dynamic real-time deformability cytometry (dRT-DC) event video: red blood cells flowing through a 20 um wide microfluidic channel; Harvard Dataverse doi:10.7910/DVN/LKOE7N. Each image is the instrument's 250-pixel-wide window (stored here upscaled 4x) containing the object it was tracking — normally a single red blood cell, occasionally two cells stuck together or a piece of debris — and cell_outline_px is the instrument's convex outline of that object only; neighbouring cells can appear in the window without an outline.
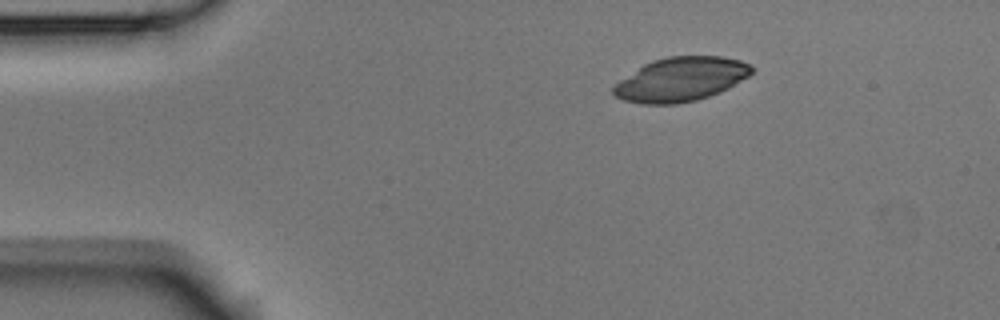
{"species": "Egyptian fruit bat (a non-hibernating species)", "species_latin": "Rousettus aegyptiacus", "temperature_condition": "room temperature", "stored_images_in_passage": 3, "segment_of_instrument_passage": [1, 2], "camera_frame_rate_fps": 3000, "um_per_image_px": 0.085, "animal": {"sex": "male"}, "frame": {"image": 1, "passage_image": 1, "time_ms": 0.0, "image_size_px": [1000, 320], "cell_outline_px": [[756, 68], [748, 76], [728, 88], [720, 92], [696, 100], [676, 104], [640, 104], [624, 100], [616, 96], [612, 92], [612, 88], [620, 80], [644, 64], [652, 60], [668, 56], [720, 56], [740, 60]], "centroid_in_image_um": [57.87, 6.74], "position_along_channel_um": 27.1, "area_um2": 35.37}}